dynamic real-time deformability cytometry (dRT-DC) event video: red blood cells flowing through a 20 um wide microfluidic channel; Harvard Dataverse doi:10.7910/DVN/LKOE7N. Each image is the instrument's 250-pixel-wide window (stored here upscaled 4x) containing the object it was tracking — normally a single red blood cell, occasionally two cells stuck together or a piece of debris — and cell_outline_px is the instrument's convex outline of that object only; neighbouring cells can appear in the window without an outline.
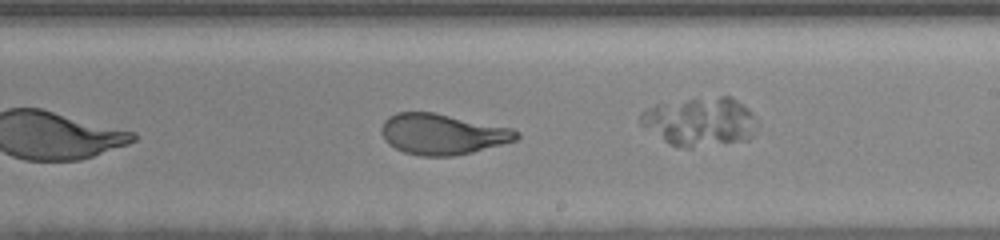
{"species": "human", "species_latin": "Homo sapiens", "temperature_condition": "room temperature", "stored_images_in_passage": 24, "camera_frame_rate_fps": 3000, "um_per_image_px": 0.085, "donor": {"sex": "female"}, "frame": {"image": 1, "passage_image": 14, "time_ms": 5.333, "image_size_px": [1000, 240], "cell_outline_px": [[520, 136], [516, 140], [472, 152], [452, 156], [420, 156], [404, 152], [388, 144], [380, 132], [380, 128], [384, 120], [388, 116], [396, 112], [432, 112], [512, 128], [520, 132]], "centroid_in_image_um": [37.57, 11.4], "position_along_channel_um": 251.4, "area_um2": 32.02}}
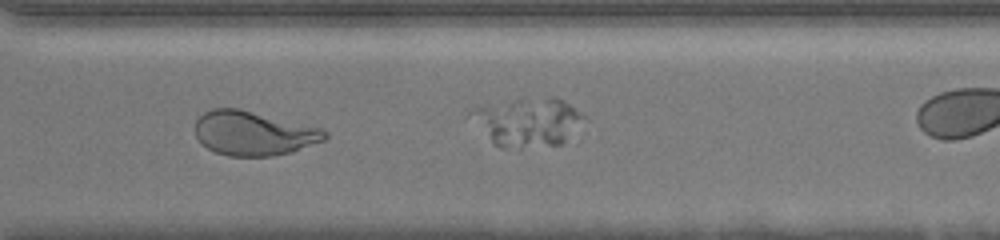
{"frame": {"image": 2, "passage_image": 21, "time_ms": 8.0, "image_size_px": [1000, 240], "cell_outline_px": [[328, 136], [324, 140], [292, 152], [272, 156], [228, 156], [216, 152], [200, 144], [196, 136], [196, 120], [204, 112], [212, 108], [240, 108], [320, 128], [328, 132]], "centroid_in_image_um": [21.53, 11.33], "position_along_channel_um": 349.1, "area_um2": 33.47}}